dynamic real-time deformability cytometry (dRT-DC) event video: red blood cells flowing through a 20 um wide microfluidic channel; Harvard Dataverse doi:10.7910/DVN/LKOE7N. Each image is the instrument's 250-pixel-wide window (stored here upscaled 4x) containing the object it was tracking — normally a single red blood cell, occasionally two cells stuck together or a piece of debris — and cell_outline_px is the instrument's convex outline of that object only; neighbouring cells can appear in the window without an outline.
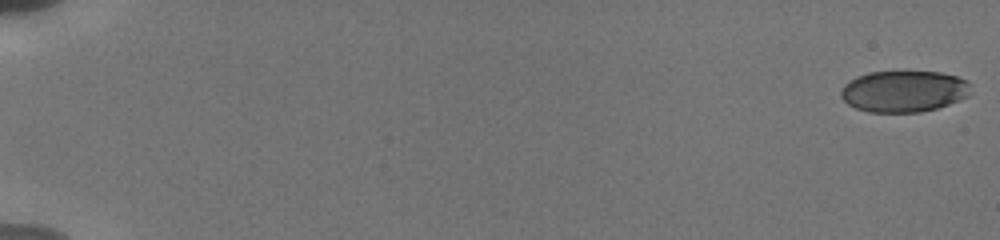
{"species": "human", "species_latin": "Homo sapiens", "temperature_condition": "cold", "stored_images_in_passage": 36, "camera_frame_rate_fps": 3000, "um_per_image_px": 0.085, "donor": {"sex": "male"}, "frame": {"image": 1, "passage_image": 1, "time_ms": 0.0, "image_size_px": [1000, 240], "cell_outline_px": [[968, 96], [948, 104], [936, 108], [920, 112], [868, 112], [856, 108], [848, 104], [840, 96], [840, 92], [844, 84], [856, 76], [868, 72], [940, 72], [956, 76], [968, 80]], "centroid_in_image_um": [76.78, 7.76], "position_along_channel_um": 8.2, "area_um2": 31.21}}
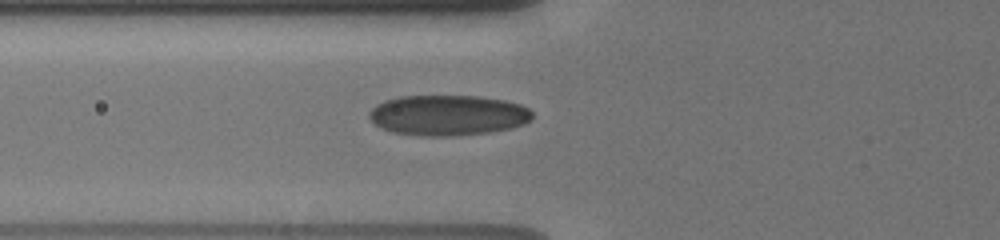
{"frame": {"image": 2, "passage_image": 18, "time_ms": 7.333, "image_size_px": [1000, 240], "cell_outline_px": [[532, 120], [524, 124], [512, 128], [492, 132], [460, 136], [420, 136], [392, 132], [380, 128], [368, 116], [368, 112], [376, 104], [384, 100], [400, 96], [480, 96], [508, 100], [520, 104], [528, 108], [532, 112]], "centroid_in_image_um": [38.09, 9.8], "position_along_channel_um": 87.7, "area_um2": 39.07}}
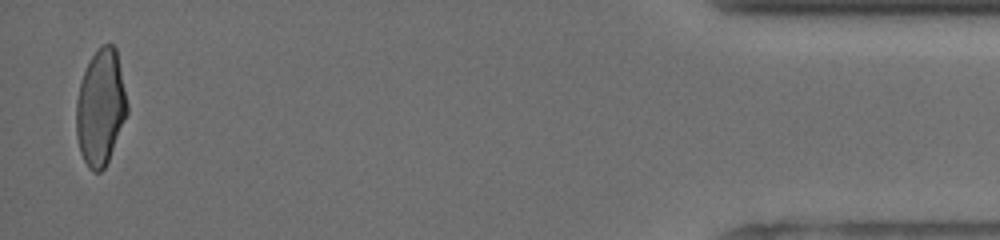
{"frame": {"image": 3, "passage_image": 36, "time_ms": 18.0, "image_size_px": [1000, 240], "cell_outline_px": [[128, 112], [108, 160], [104, 168], [100, 172], [92, 172], [88, 168], [80, 152], [76, 136], [76, 100], [80, 80], [96, 48], [100, 44], [112, 44], [116, 48], [128, 104]], "centroid_in_image_um": [8.54, 9.12], "position_along_channel_um": 426.7, "area_um2": 34.51}, "authors_computed_cell_mechanics": {"area_um2": 34.5644, "velocity_mm_per_s": 3.8452, "shape_relaxation_time_tau1_ms": 5.1571, "shape_relaxation_time_tau2_ms": 0.8274, "deformation_change_tau1": 0.1566, "deformation_change_tau2": 0.0592}}